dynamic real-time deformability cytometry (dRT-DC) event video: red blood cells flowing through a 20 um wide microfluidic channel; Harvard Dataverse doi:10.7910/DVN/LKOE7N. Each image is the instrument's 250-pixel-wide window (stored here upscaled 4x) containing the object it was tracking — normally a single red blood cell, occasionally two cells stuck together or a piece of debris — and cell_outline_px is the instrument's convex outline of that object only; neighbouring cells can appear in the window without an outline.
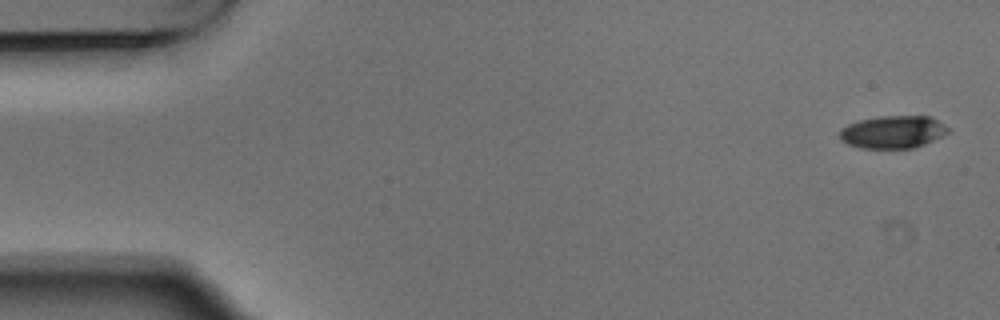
{"species": "Egyptian fruit bat (a non-hibernating species)", "species_latin": "Rousettus aegyptiacus", "temperature_condition": "warm", "stored_images_in_passage": 5, "camera_frame_rate_fps": 3000, "um_per_image_px": 0.085, "animal": {"sex": "male"}, "frame": {"image": 1, "passage_image": 1, "time_ms": 0.0, "image_size_px": [1000, 320], "cell_outline_px": [[948, 132], [924, 144], [912, 148], [860, 148], [848, 144], [840, 140], [840, 128], [848, 124], [860, 120], [880, 116], [928, 116], [944, 124], [948, 128]], "centroid_in_image_um": [75.85, 11.22], "position_along_channel_um": 9.2, "area_um2": 20.4}}
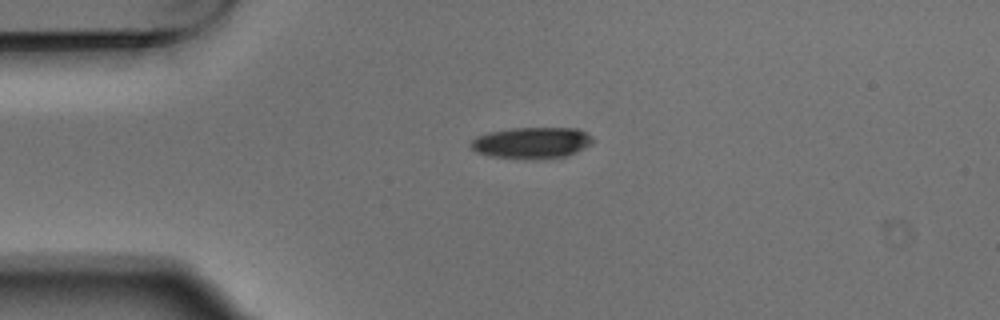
{"frame": {"image": 2, "passage_image": 4, "time_ms": 1.0, "image_size_px": [1000, 320], "cell_outline_px": [[596, 140], [592, 144], [576, 152], [564, 156], [536, 160], [524, 160], [492, 156], [476, 152], [468, 144], [476, 136], [488, 132], [512, 128], [576, 128], [592, 136]], "centroid_in_image_um": [45.19, 12.15], "position_along_channel_um": 39.8, "area_um2": 22.6}}